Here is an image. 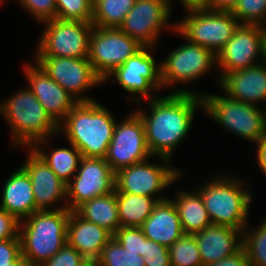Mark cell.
<instances>
[{
  "mask_svg": "<svg viewBox=\"0 0 266 266\" xmlns=\"http://www.w3.org/2000/svg\"><path fill=\"white\" fill-rule=\"evenodd\" d=\"M205 266H250V265H249V259L247 258L244 249L241 248L234 255L228 256L216 263Z\"/></svg>",
  "mask_w": 266,
  "mask_h": 266,
  "instance_id": "41",
  "label": "cell"
},
{
  "mask_svg": "<svg viewBox=\"0 0 266 266\" xmlns=\"http://www.w3.org/2000/svg\"><path fill=\"white\" fill-rule=\"evenodd\" d=\"M230 12L241 25L266 27V0H238Z\"/></svg>",
  "mask_w": 266,
  "mask_h": 266,
  "instance_id": "33",
  "label": "cell"
},
{
  "mask_svg": "<svg viewBox=\"0 0 266 266\" xmlns=\"http://www.w3.org/2000/svg\"><path fill=\"white\" fill-rule=\"evenodd\" d=\"M143 47L119 28L94 26L90 36L88 59L96 74L104 81Z\"/></svg>",
  "mask_w": 266,
  "mask_h": 266,
  "instance_id": "11",
  "label": "cell"
},
{
  "mask_svg": "<svg viewBox=\"0 0 266 266\" xmlns=\"http://www.w3.org/2000/svg\"><path fill=\"white\" fill-rule=\"evenodd\" d=\"M257 161L259 165V169L262 171L263 174L266 175V135L264 138L260 139L257 143Z\"/></svg>",
  "mask_w": 266,
  "mask_h": 266,
  "instance_id": "42",
  "label": "cell"
},
{
  "mask_svg": "<svg viewBox=\"0 0 266 266\" xmlns=\"http://www.w3.org/2000/svg\"><path fill=\"white\" fill-rule=\"evenodd\" d=\"M171 266H203L194 235L184 234L169 247Z\"/></svg>",
  "mask_w": 266,
  "mask_h": 266,
  "instance_id": "31",
  "label": "cell"
},
{
  "mask_svg": "<svg viewBox=\"0 0 266 266\" xmlns=\"http://www.w3.org/2000/svg\"><path fill=\"white\" fill-rule=\"evenodd\" d=\"M43 23L34 57L88 58L92 22L56 18Z\"/></svg>",
  "mask_w": 266,
  "mask_h": 266,
  "instance_id": "8",
  "label": "cell"
},
{
  "mask_svg": "<svg viewBox=\"0 0 266 266\" xmlns=\"http://www.w3.org/2000/svg\"><path fill=\"white\" fill-rule=\"evenodd\" d=\"M20 221L0 208V241L19 238Z\"/></svg>",
  "mask_w": 266,
  "mask_h": 266,
  "instance_id": "40",
  "label": "cell"
},
{
  "mask_svg": "<svg viewBox=\"0 0 266 266\" xmlns=\"http://www.w3.org/2000/svg\"><path fill=\"white\" fill-rule=\"evenodd\" d=\"M113 235L95 223L88 222L71 211L67 223V241L84 258H98Z\"/></svg>",
  "mask_w": 266,
  "mask_h": 266,
  "instance_id": "23",
  "label": "cell"
},
{
  "mask_svg": "<svg viewBox=\"0 0 266 266\" xmlns=\"http://www.w3.org/2000/svg\"><path fill=\"white\" fill-rule=\"evenodd\" d=\"M250 229L247 225L242 234V248L249 265L266 266V218L256 229Z\"/></svg>",
  "mask_w": 266,
  "mask_h": 266,
  "instance_id": "30",
  "label": "cell"
},
{
  "mask_svg": "<svg viewBox=\"0 0 266 266\" xmlns=\"http://www.w3.org/2000/svg\"><path fill=\"white\" fill-rule=\"evenodd\" d=\"M171 11L169 0H136L119 29L142 46L155 48L162 30H175V24L170 23Z\"/></svg>",
  "mask_w": 266,
  "mask_h": 266,
  "instance_id": "15",
  "label": "cell"
},
{
  "mask_svg": "<svg viewBox=\"0 0 266 266\" xmlns=\"http://www.w3.org/2000/svg\"><path fill=\"white\" fill-rule=\"evenodd\" d=\"M21 255L20 238L0 241V266H11Z\"/></svg>",
  "mask_w": 266,
  "mask_h": 266,
  "instance_id": "39",
  "label": "cell"
},
{
  "mask_svg": "<svg viewBox=\"0 0 266 266\" xmlns=\"http://www.w3.org/2000/svg\"><path fill=\"white\" fill-rule=\"evenodd\" d=\"M218 82L221 91L233 100L256 106L259 102L266 104V61L246 69L220 74Z\"/></svg>",
  "mask_w": 266,
  "mask_h": 266,
  "instance_id": "20",
  "label": "cell"
},
{
  "mask_svg": "<svg viewBox=\"0 0 266 266\" xmlns=\"http://www.w3.org/2000/svg\"><path fill=\"white\" fill-rule=\"evenodd\" d=\"M97 260L100 266H145L141 255L126 250L114 237L104 246Z\"/></svg>",
  "mask_w": 266,
  "mask_h": 266,
  "instance_id": "32",
  "label": "cell"
},
{
  "mask_svg": "<svg viewBox=\"0 0 266 266\" xmlns=\"http://www.w3.org/2000/svg\"><path fill=\"white\" fill-rule=\"evenodd\" d=\"M198 94L179 89L166 96L144 100L151 113L135 110L142 118L147 145L154 157L172 160L176 148L191 131L196 110H202L201 94Z\"/></svg>",
  "mask_w": 266,
  "mask_h": 266,
  "instance_id": "1",
  "label": "cell"
},
{
  "mask_svg": "<svg viewBox=\"0 0 266 266\" xmlns=\"http://www.w3.org/2000/svg\"><path fill=\"white\" fill-rule=\"evenodd\" d=\"M180 2L185 7V11L202 8L208 9V0H180Z\"/></svg>",
  "mask_w": 266,
  "mask_h": 266,
  "instance_id": "44",
  "label": "cell"
},
{
  "mask_svg": "<svg viewBox=\"0 0 266 266\" xmlns=\"http://www.w3.org/2000/svg\"><path fill=\"white\" fill-rule=\"evenodd\" d=\"M0 113L12 130V144L31 148L36 142L58 135L59 125L27 87L0 102Z\"/></svg>",
  "mask_w": 266,
  "mask_h": 266,
  "instance_id": "4",
  "label": "cell"
},
{
  "mask_svg": "<svg viewBox=\"0 0 266 266\" xmlns=\"http://www.w3.org/2000/svg\"><path fill=\"white\" fill-rule=\"evenodd\" d=\"M115 191V173L104 158L82 157L77 173L67 184V208L75 211L84 202Z\"/></svg>",
  "mask_w": 266,
  "mask_h": 266,
  "instance_id": "16",
  "label": "cell"
},
{
  "mask_svg": "<svg viewBox=\"0 0 266 266\" xmlns=\"http://www.w3.org/2000/svg\"><path fill=\"white\" fill-rule=\"evenodd\" d=\"M71 211L37 210L20 221L21 254L30 266H41L67 243V223Z\"/></svg>",
  "mask_w": 266,
  "mask_h": 266,
  "instance_id": "3",
  "label": "cell"
},
{
  "mask_svg": "<svg viewBox=\"0 0 266 266\" xmlns=\"http://www.w3.org/2000/svg\"><path fill=\"white\" fill-rule=\"evenodd\" d=\"M28 88L50 117L59 125L78 101L51 79L36 63L23 64Z\"/></svg>",
  "mask_w": 266,
  "mask_h": 266,
  "instance_id": "18",
  "label": "cell"
},
{
  "mask_svg": "<svg viewBox=\"0 0 266 266\" xmlns=\"http://www.w3.org/2000/svg\"><path fill=\"white\" fill-rule=\"evenodd\" d=\"M75 212L84 220L97 224L112 235L121 227L115 191L84 202Z\"/></svg>",
  "mask_w": 266,
  "mask_h": 266,
  "instance_id": "26",
  "label": "cell"
},
{
  "mask_svg": "<svg viewBox=\"0 0 266 266\" xmlns=\"http://www.w3.org/2000/svg\"><path fill=\"white\" fill-rule=\"evenodd\" d=\"M78 266H100L96 258H84Z\"/></svg>",
  "mask_w": 266,
  "mask_h": 266,
  "instance_id": "45",
  "label": "cell"
},
{
  "mask_svg": "<svg viewBox=\"0 0 266 266\" xmlns=\"http://www.w3.org/2000/svg\"><path fill=\"white\" fill-rule=\"evenodd\" d=\"M182 20L175 24V31L186 41L212 51L216 56L232 38L240 25L230 11L207 8L186 10Z\"/></svg>",
  "mask_w": 266,
  "mask_h": 266,
  "instance_id": "7",
  "label": "cell"
},
{
  "mask_svg": "<svg viewBox=\"0 0 266 266\" xmlns=\"http://www.w3.org/2000/svg\"><path fill=\"white\" fill-rule=\"evenodd\" d=\"M153 48L143 47L110 73L103 83L114 76L112 81L117 82L122 89L130 93L129 98L134 99L137 104L142 101L141 98L143 100L157 98L158 96L154 94L163 88V84L161 64L157 65L154 55L150 52H153Z\"/></svg>",
  "mask_w": 266,
  "mask_h": 266,
  "instance_id": "10",
  "label": "cell"
},
{
  "mask_svg": "<svg viewBox=\"0 0 266 266\" xmlns=\"http://www.w3.org/2000/svg\"><path fill=\"white\" fill-rule=\"evenodd\" d=\"M48 139L36 142L31 148L41 157L51 170L66 184H68L77 173L82 158L81 152L71 143L68 147L51 148V152L44 151V145ZM47 142V143H46ZM41 147V148H40ZM49 154V155H48Z\"/></svg>",
  "mask_w": 266,
  "mask_h": 266,
  "instance_id": "27",
  "label": "cell"
},
{
  "mask_svg": "<svg viewBox=\"0 0 266 266\" xmlns=\"http://www.w3.org/2000/svg\"><path fill=\"white\" fill-rule=\"evenodd\" d=\"M265 34V27L240 24L217 54V65L222 71L220 74L246 69L265 61Z\"/></svg>",
  "mask_w": 266,
  "mask_h": 266,
  "instance_id": "17",
  "label": "cell"
},
{
  "mask_svg": "<svg viewBox=\"0 0 266 266\" xmlns=\"http://www.w3.org/2000/svg\"><path fill=\"white\" fill-rule=\"evenodd\" d=\"M145 266H171L169 248L144 236Z\"/></svg>",
  "mask_w": 266,
  "mask_h": 266,
  "instance_id": "37",
  "label": "cell"
},
{
  "mask_svg": "<svg viewBox=\"0 0 266 266\" xmlns=\"http://www.w3.org/2000/svg\"><path fill=\"white\" fill-rule=\"evenodd\" d=\"M121 227H141L158 200L148 196L116 193Z\"/></svg>",
  "mask_w": 266,
  "mask_h": 266,
  "instance_id": "28",
  "label": "cell"
},
{
  "mask_svg": "<svg viewBox=\"0 0 266 266\" xmlns=\"http://www.w3.org/2000/svg\"><path fill=\"white\" fill-rule=\"evenodd\" d=\"M84 257L68 243L41 266H78Z\"/></svg>",
  "mask_w": 266,
  "mask_h": 266,
  "instance_id": "38",
  "label": "cell"
},
{
  "mask_svg": "<svg viewBox=\"0 0 266 266\" xmlns=\"http://www.w3.org/2000/svg\"><path fill=\"white\" fill-rule=\"evenodd\" d=\"M141 229L147 239L167 248L185 234L176 207L170 197L158 201Z\"/></svg>",
  "mask_w": 266,
  "mask_h": 266,
  "instance_id": "22",
  "label": "cell"
},
{
  "mask_svg": "<svg viewBox=\"0 0 266 266\" xmlns=\"http://www.w3.org/2000/svg\"><path fill=\"white\" fill-rule=\"evenodd\" d=\"M21 166L29 175L37 210L65 209L67 205L55 206L59 200H67V184L64 183L32 149ZM56 203V204H55ZM55 207V208H54ZM58 207V208H57Z\"/></svg>",
  "mask_w": 266,
  "mask_h": 266,
  "instance_id": "19",
  "label": "cell"
},
{
  "mask_svg": "<svg viewBox=\"0 0 266 266\" xmlns=\"http://www.w3.org/2000/svg\"><path fill=\"white\" fill-rule=\"evenodd\" d=\"M1 198L0 208L19 221L36 212L32 182L21 166L5 181Z\"/></svg>",
  "mask_w": 266,
  "mask_h": 266,
  "instance_id": "24",
  "label": "cell"
},
{
  "mask_svg": "<svg viewBox=\"0 0 266 266\" xmlns=\"http://www.w3.org/2000/svg\"><path fill=\"white\" fill-rule=\"evenodd\" d=\"M193 192L179 190L175 200L171 199L176 207L184 233L191 235L201 232L212 224L202 196L198 191Z\"/></svg>",
  "mask_w": 266,
  "mask_h": 266,
  "instance_id": "25",
  "label": "cell"
},
{
  "mask_svg": "<svg viewBox=\"0 0 266 266\" xmlns=\"http://www.w3.org/2000/svg\"><path fill=\"white\" fill-rule=\"evenodd\" d=\"M151 157L153 155L147 145L142 118L136 111H132L125 120L116 122L104 159L116 173Z\"/></svg>",
  "mask_w": 266,
  "mask_h": 266,
  "instance_id": "12",
  "label": "cell"
},
{
  "mask_svg": "<svg viewBox=\"0 0 266 266\" xmlns=\"http://www.w3.org/2000/svg\"><path fill=\"white\" fill-rule=\"evenodd\" d=\"M11 266H30V265L21 254L14 262H11Z\"/></svg>",
  "mask_w": 266,
  "mask_h": 266,
  "instance_id": "46",
  "label": "cell"
},
{
  "mask_svg": "<svg viewBox=\"0 0 266 266\" xmlns=\"http://www.w3.org/2000/svg\"><path fill=\"white\" fill-rule=\"evenodd\" d=\"M93 0H56V18L92 22Z\"/></svg>",
  "mask_w": 266,
  "mask_h": 266,
  "instance_id": "34",
  "label": "cell"
},
{
  "mask_svg": "<svg viewBox=\"0 0 266 266\" xmlns=\"http://www.w3.org/2000/svg\"><path fill=\"white\" fill-rule=\"evenodd\" d=\"M135 2L136 0H93V26L119 28Z\"/></svg>",
  "mask_w": 266,
  "mask_h": 266,
  "instance_id": "29",
  "label": "cell"
},
{
  "mask_svg": "<svg viewBox=\"0 0 266 266\" xmlns=\"http://www.w3.org/2000/svg\"><path fill=\"white\" fill-rule=\"evenodd\" d=\"M37 22L56 19V0H18Z\"/></svg>",
  "mask_w": 266,
  "mask_h": 266,
  "instance_id": "36",
  "label": "cell"
},
{
  "mask_svg": "<svg viewBox=\"0 0 266 266\" xmlns=\"http://www.w3.org/2000/svg\"><path fill=\"white\" fill-rule=\"evenodd\" d=\"M161 61L163 88L198 81L216 67L217 56L209 49L186 41Z\"/></svg>",
  "mask_w": 266,
  "mask_h": 266,
  "instance_id": "13",
  "label": "cell"
},
{
  "mask_svg": "<svg viewBox=\"0 0 266 266\" xmlns=\"http://www.w3.org/2000/svg\"><path fill=\"white\" fill-rule=\"evenodd\" d=\"M265 61H266V34H265Z\"/></svg>",
  "mask_w": 266,
  "mask_h": 266,
  "instance_id": "47",
  "label": "cell"
},
{
  "mask_svg": "<svg viewBox=\"0 0 266 266\" xmlns=\"http://www.w3.org/2000/svg\"><path fill=\"white\" fill-rule=\"evenodd\" d=\"M226 175L220 174V177L218 175L211 178V181L200 186L202 188H198L197 191L202 196L212 224L244 231L248 225L253 195L249 189L244 188L245 180Z\"/></svg>",
  "mask_w": 266,
  "mask_h": 266,
  "instance_id": "5",
  "label": "cell"
},
{
  "mask_svg": "<svg viewBox=\"0 0 266 266\" xmlns=\"http://www.w3.org/2000/svg\"><path fill=\"white\" fill-rule=\"evenodd\" d=\"M238 0H208V9L231 11Z\"/></svg>",
  "mask_w": 266,
  "mask_h": 266,
  "instance_id": "43",
  "label": "cell"
},
{
  "mask_svg": "<svg viewBox=\"0 0 266 266\" xmlns=\"http://www.w3.org/2000/svg\"><path fill=\"white\" fill-rule=\"evenodd\" d=\"M113 237L126 250L144 256V234L141 227H120Z\"/></svg>",
  "mask_w": 266,
  "mask_h": 266,
  "instance_id": "35",
  "label": "cell"
},
{
  "mask_svg": "<svg viewBox=\"0 0 266 266\" xmlns=\"http://www.w3.org/2000/svg\"><path fill=\"white\" fill-rule=\"evenodd\" d=\"M201 99L205 113L238 138L256 144L266 135L265 108L233 100L226 95L202 93Z\"/></svg>",
  "mask_w": 266,
  "mask_h": 266,
  "instance_id": "6",
  "label": "cell"
},
{
  "mask_svg": "<svg viewBox=\"0 0 266 266\" xmlns=\"http://www.w3.org/2000/svg\"><path fill=\"white\" fill-rule=\"evenodd\" d=\"M157 158L162 160L163 164H153L147 159L117 171L115 173V192L148 196L158 201L167 199L165 195L156 197V193L159 194L161 190L163 191L181 178L182 172L169 166L170 159Z\"/></svg>",
  "mask_w": 266,
  "mask_h": 266,
  "instance_id": "9",
  "label": "cell"
},
{
  "mask_svg": "<svg viewBox=\"0 0 266 266\" xmlns=\"http://www.w3.org/2000/svg\"><path fill=\"white\" fill-rule=\"evenodd\" d=\"M242 234L243 231L233 227L215 224L194 234L203 266L216 263L238 252L242 248Z\"/></svg>",
  "mask_w": 266,
  "mask_h": 266,
  "instance_id": "21",
  "label": "cell"
},
{
  "mask_svg": "<svg viewBox=\"0 0 266 266\" xmlns=\"http://www.w3.org/2000/svg\"><path fill=\"white\" fill-rule=\"evenodd\" d=\"M116 120L112 112L97 100L78 102L59 124L65 135L86 158H105L112 140Z\"/></svg>",
  "mask_w": 266,
  "mask_h": 266,
  "instance_id": "2",
  "label": "cell"
},
{
  "mask_svg": "<svg viewBox=\"0 0 266 266\" xmlns=\"http://www.w3.org/2000/svg\"><path fill=\"white\" fill-rule=\"evenodd\" d=\"M35 61L78 102L96 101L86 96L85 92L103 84V80L96 74L88 58L35 57Z\"/></svg>",
  "mask_w": 266,
  "mask_h": 266,
  "instance_id": "14",
  "label": "cell"
}]
</instances>
